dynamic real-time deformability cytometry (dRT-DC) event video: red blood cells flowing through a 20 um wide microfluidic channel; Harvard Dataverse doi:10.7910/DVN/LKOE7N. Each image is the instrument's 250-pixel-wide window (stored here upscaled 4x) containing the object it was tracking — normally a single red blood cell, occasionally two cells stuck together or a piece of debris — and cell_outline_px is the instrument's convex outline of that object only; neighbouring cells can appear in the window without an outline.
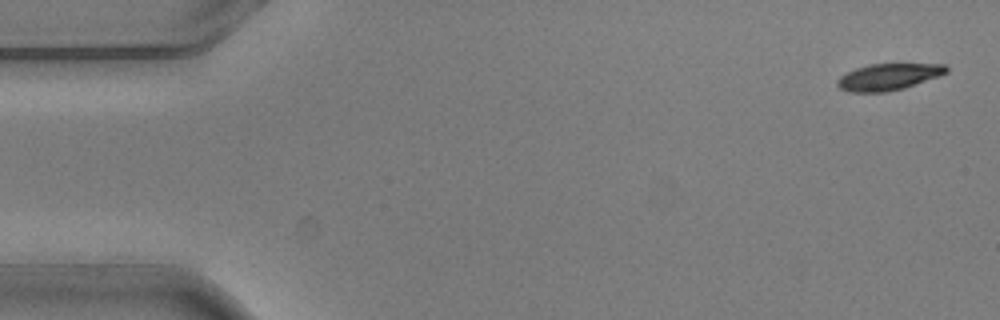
{"species": "common noctule bat (a hibernating species)", "species_latin": "Nyctalus noctula", "temperature_condition": "warm", "stored_images_in_passage": 4, "camera_frame_rate_fps": 3000, "um_per_image_px": 0.085, "animal": {"sex": "male", "body_mass_g": 20.5, "forearm_length_mm": 52.5}, "frame": {"image": 1, "passage_image": 1, "time_ms": 0.0, "image_size_px": [1000, 320], "cell_outline_px": [[948, 72], [940, 76], [904, 88], [884, 92], [848, 92], [840, 88], [836, 84], [836, 80], [840, 76], [856, 68], [868, 64], [948, 64]], "centroid_in_image_um": [75.53, 6.53], "position_along_channel_um": 9.5, "area_um2": 16.94}}
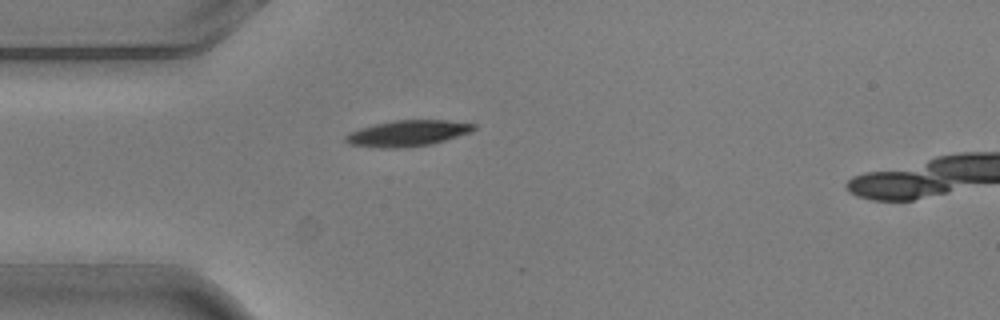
{"frame": {"image": 2, "passage_image": 4, "time_ms": 1.0, "image_size_px": [1000, 320], "cell_outline_px": [[476, 128], [472, 132], [432, 144], [400, 148], [376, 148], [348, 144], [344, 140], [344, 136], [348, 132], [360, 128], [376, 124], [396, 120], [448, 120], [476, 124]], "centroid_in_image_um": [34.64, 11.33], "position_along_channel_um": 50.4, "area_um2": 19.59}}